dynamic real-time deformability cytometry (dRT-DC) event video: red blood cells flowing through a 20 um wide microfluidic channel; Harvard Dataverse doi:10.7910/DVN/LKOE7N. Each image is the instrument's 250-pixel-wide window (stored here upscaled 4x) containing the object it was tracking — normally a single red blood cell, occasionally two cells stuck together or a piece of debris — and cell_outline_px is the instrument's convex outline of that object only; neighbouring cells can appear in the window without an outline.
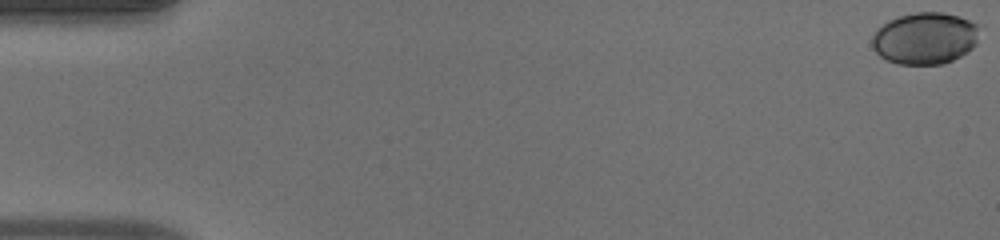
{"species": "human", "species_latin": "Homo sapiens", "temperature_condition": "warm", "stored_images_in_passage": 53, "camera_frame_rate_fps": 3000, "um_per_image_px": 0.085, "donor": {"sex": "male"}, "frame": {"image": 1, "passage_image": 1, "time_ms": 0.0, "image_size_px": [1000, 240], "cell_outline_px": [[976, 44], [968, 52], [944, 64], [900, 64], [888, 60], [880, 56], [876, 52], [872, 44], [872, 36], [876, 28], [888, 20], [900, 16], [916, 12], [940, 12], [960, 16], [976, 24]], "centroid_in_image_um": [78.59, 3.25], "position_along_channel_um": 6.4, "area_um2": 32.25}}
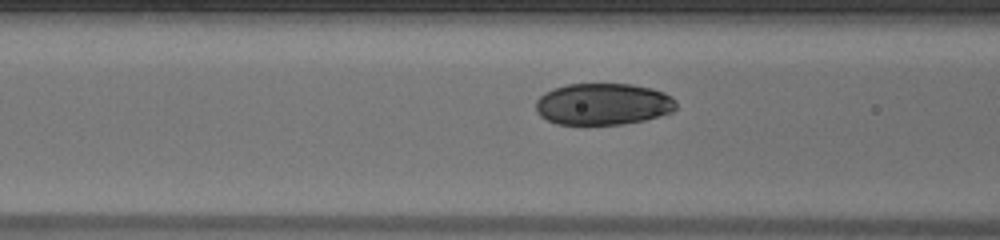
{"frame": {"image": 2, "passage_image": 22, "time_ms": 7.0, "image_size_px": [1000, 240], "cell_outline_px": [[676, 108], [672, 112], [644, 120], [624, 124], [584, 128], [556, 124], [540, 116], [536, 112], [536, 100], [544, 92], [552, 88], [568, 84], [632, 84], [652, 88], [664, 92], [672, 96], [676, 100]], "centroid_in_image_um": [51.22, 8.89], "position_along_channel_um": 115.4, "area_um2": 35.32}}
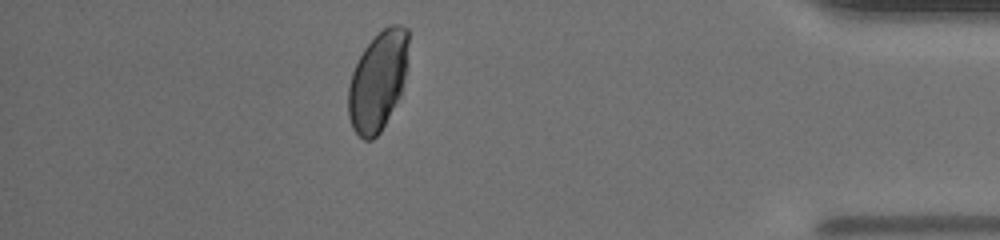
{"frame": {"image": 3, "passage_image": 47, "time_ms": 15.333, "image_size_px": [1000, 240], "cell_outline_px": [[408, 68], [400, 96], [380, 132], [372, 140], [364, 140], [352, 128], [348, 116], [348, 88], [352, 72], [364, 48], [388, 24], [400, 24], [408, 28]], "centroid_in_image_um": [32.14, 6.87], "position_along_channel_um": 403.1, "area_um2": 34.97}, "authors_computed_cell_mechanics": {"area_um2": 34.6222, "velocity_mm_per_s": 3.9514, "shape_relaxation_time_tau1_ms": 3.2975, "shape_relaxation_time_tau2_ms": null, "deformation_change_tau1": 0.157, "deformation_change_tau2": null}}